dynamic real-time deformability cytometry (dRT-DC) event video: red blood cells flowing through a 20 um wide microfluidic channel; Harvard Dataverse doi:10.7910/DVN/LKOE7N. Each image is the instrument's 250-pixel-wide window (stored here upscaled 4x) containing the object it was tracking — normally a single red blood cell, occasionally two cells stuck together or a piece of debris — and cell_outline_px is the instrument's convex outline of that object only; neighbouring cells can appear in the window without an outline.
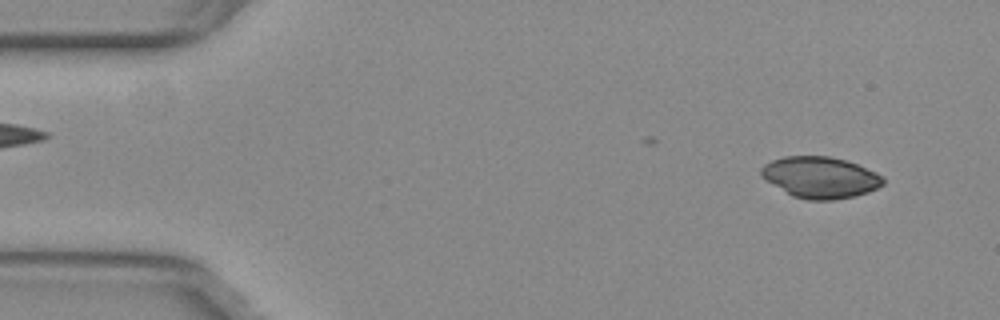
{"species": "common noctule bat (a hibernating species)", "species_latin": "Nyctalus noctula", "temperature_condition": "warm", "stored_images_in_passage": 51, "camera_frame_rate_fps": 3000, "um_per_image_px": 0.085, "animal": {"sex": "female", "body_mass_g": 29.2, "forearm_length_mm": 56.3}, "frame": {"image": 1, "passage_image": 5, "time_ms": 1.333, "image_size_px": [1000, 320], "cell_outline_px": [[884, 184], [868, 192], [852, 196], [832, 200], [808, 200], [792, 196], [760, 176], [760, 168], [764, 164], [772, 160], [784, 156], [828, 156], [844, 160], [856, 164], [876, 172], [884, 176]], "centroid_in_image_um": [69.71, 15.07], "position_along_channel_um": 15.3, "area_um2": 29.25}}
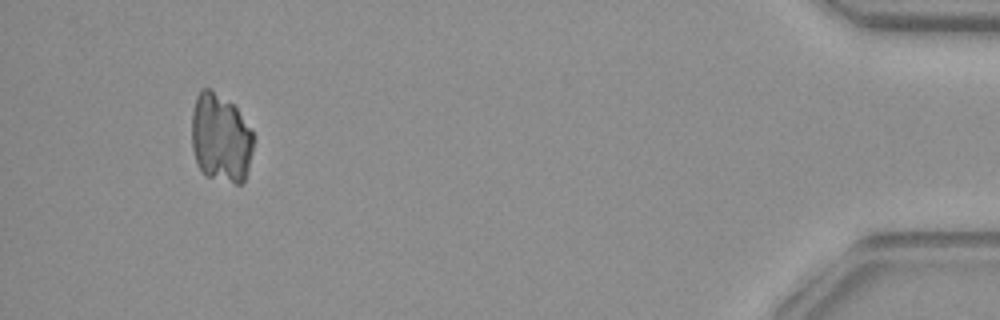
{"frame": {"image": 2, "passage_image": 51, "time_ms": 16.667, "image_size_px": [1000, 320], "cell_outline_px": [[256, 140], [244, 184], [236, 184], [204, 176], [196, 164], [192, 148], [192, 112], [196, 96], [200, 88], [208, 88], [232, 104], [236, 108], [252, 132]], "centroid_in_image_um": [18.76, 11.79], "position_along_channel_um": 416.4, "area_um2": 32.37}}